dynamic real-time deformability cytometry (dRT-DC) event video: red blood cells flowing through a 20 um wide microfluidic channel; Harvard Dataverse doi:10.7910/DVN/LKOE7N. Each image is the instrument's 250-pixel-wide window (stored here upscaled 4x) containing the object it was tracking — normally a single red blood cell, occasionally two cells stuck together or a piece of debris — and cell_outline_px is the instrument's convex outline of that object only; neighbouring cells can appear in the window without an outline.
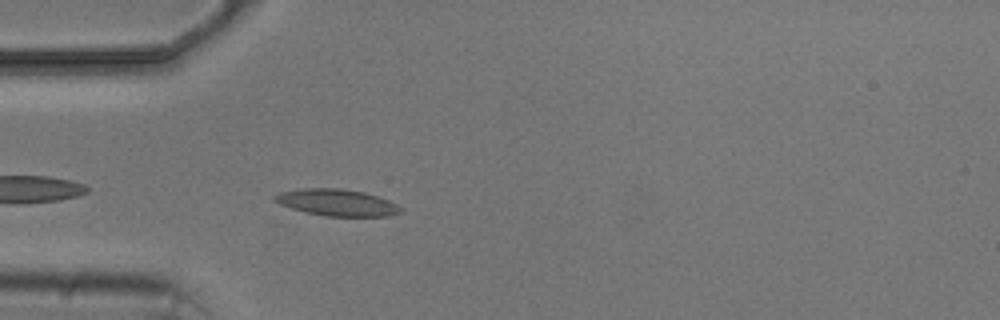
{"species": "common noctule bat (a hibernating species)", "species_latin": "Nyctalus noctula", "temperature_condition": "cold", "stored_images_in_passage": 5, "camera_frame_rate_fps": 3000, "um_per_image_px": 0.085, "animal": {"sex": "male", "body_mass_g": 20.5, "forearm_length_mm": 52.5}, "frame": {"image": 1, "passage_image": 5, "time_ms": 5.0, "image_size_px": [1000, 320], "cell_outline_px": [[400, 212], [388, 216], [324, 216], [292, 208], [280, 204], [272, 200], [272, 196], [280, 192], [304, 188], [340, 188], [364, 192], [388, 200], [396, 204], [400, 208]], "centroid_in_image_um": [28.59, 17.21], "position_along_channel_um": 56.4, "area_um2": 19.36}}